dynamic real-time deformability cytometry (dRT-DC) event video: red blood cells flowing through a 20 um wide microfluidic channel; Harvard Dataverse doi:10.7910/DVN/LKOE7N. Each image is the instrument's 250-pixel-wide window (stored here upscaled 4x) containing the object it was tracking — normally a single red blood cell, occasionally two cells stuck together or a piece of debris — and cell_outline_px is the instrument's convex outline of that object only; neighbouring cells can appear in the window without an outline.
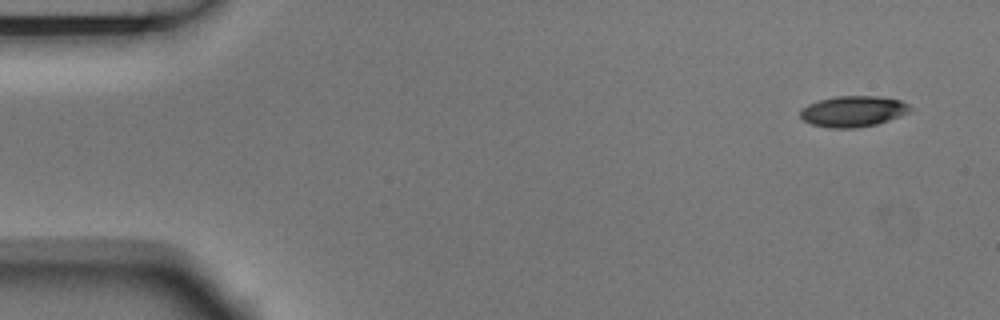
{"species": "Egyptian fruit bat (a non-hibernating species)", "species_latin": "Rousettus aegyptiacus", "temperature_condition": "room temperature", "stored_images_in_passage": 5, "camera_frame_rate_fps": 3000, "um_per_image_px": 0.085, "animal": {"sex": "male"}, "frame": {"image": 1, "passage_image": 1, "time_ms": 0.0, "image_size_px": [1000, 320], "cell_outline_px": [[912, 108], [908, 112], [900, 116], [876, 124], [852, 128], [832, 128], [812, 124], [804, 120], [800, 116], [800, 112], [808, 104], [820, 100], [836, 96], [880, 96], [900, 100], [908, 104]], "centroid_in_image_um": [72.53, 9.45], "position_along_channel_um": 12.5, "area_um2": 19.54}}
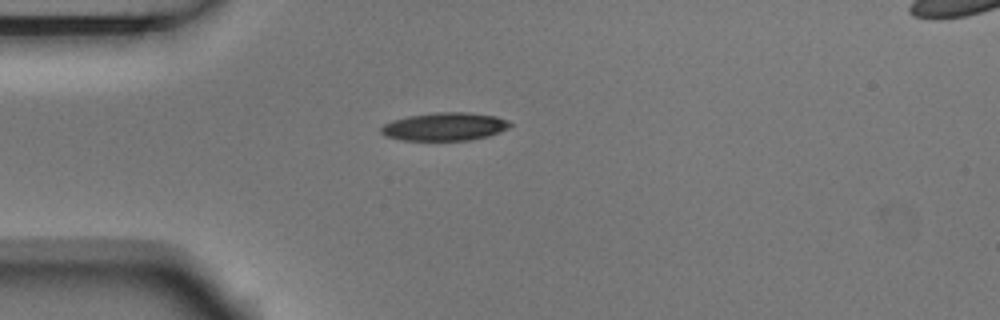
{"frame": {"image": 2, "passage_image": 4, "time_ms": 1.0, "image_size_px": [1000, 320], "cell_outline_px": [[512, 124], [508, 128], [500, 132], [488, 136], [468, 140], [404, 140], [388, 136], [380, 132], [380, 128], [384, 124], [392, 120], [408, 116], [436, 112], [468, 112], [496, 116], [508, 120]], "centroid_in_image_um": [37.82, 10.75], "position_along_channel_um": 47.2, "area_um2": 21.04}}